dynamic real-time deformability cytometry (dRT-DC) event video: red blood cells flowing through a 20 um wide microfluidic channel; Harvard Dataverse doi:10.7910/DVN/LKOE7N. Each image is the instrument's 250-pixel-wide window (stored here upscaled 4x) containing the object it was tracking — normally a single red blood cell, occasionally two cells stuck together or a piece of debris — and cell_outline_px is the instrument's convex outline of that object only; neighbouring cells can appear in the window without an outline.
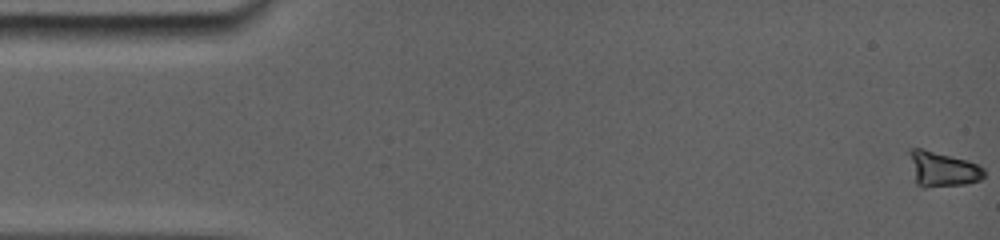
{"species": "common noctule bat (a hibernating species)", "species_latin": "Nyctalus noctula", "temperature_condition": "room temperature", "stored_images_in_passage": 21, "camera_frame_rate_fps": 5000, "um_per_image_px": 0.085, "animal": {"sex": "female", "body_mass_g": 19.0, "forearm_length_mm": 56.7}, "frame": {"image": 1, "passage_image": 1, "time_ms": 0.0, "image_size_px": [1000, 240], "cell_outline_px": [[984, 176], [980, 180], [964, 184], [924, 188], [916, 184], [912, 156], [912, 152], [916, 148], [964, 160], [976, 164], [984, 172]], "centroid_in_image_um": [80.16, 14.45], "position_along_channel_um": 4.8, "area_um2": 14.1}}
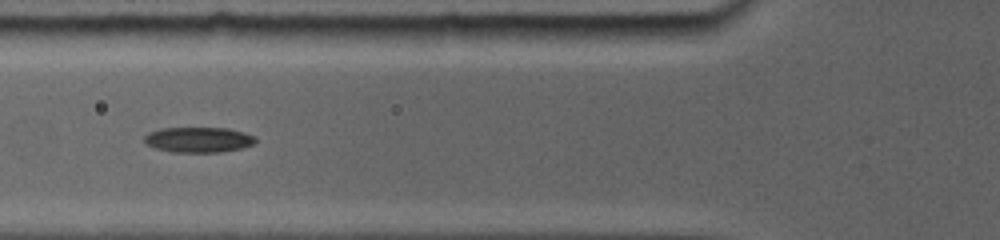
{"frame": {"image": 2, "passage_image": 15, "time_ms": 6.0, "image_size_px": [1000, 240], "cell_outline_px": [[256, 140], [252, 144], [240, 148], [220, 152], [172, 152], [156, 148], [148, 144], [144, 140], [144, 136], [152, 132], [164, 128], [224, 128], [240, 132], [252, 136]], "centroid_in_image_um": [16.84, 11.88], "position_along_channel_um": 109.0, "area_um2": 15.9}}
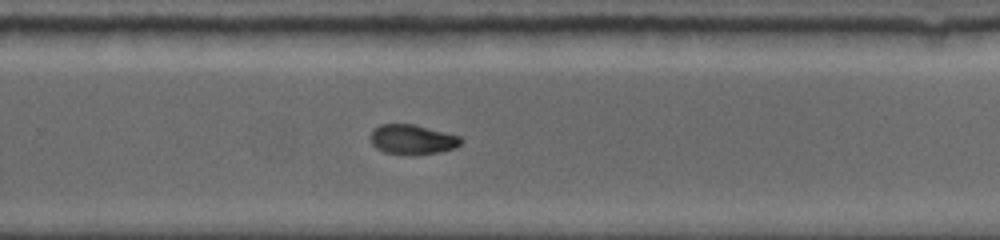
{"frame": {"image": 3, "passage_image": 21, "time_ms": 10.8, "image_size_px": [1000, 240], "cell_outline_px": [[460, 144], [456, 148], [440, 152], [384, 152], [376, 148], [372, 144], [368, 136], [372, 128], [380, 124], [412, 124], [460, 136]], "centroid_in_image_um": [34.98, 11.81], "position_along_channel_um": 294.8, "area_um2": 15.14}}